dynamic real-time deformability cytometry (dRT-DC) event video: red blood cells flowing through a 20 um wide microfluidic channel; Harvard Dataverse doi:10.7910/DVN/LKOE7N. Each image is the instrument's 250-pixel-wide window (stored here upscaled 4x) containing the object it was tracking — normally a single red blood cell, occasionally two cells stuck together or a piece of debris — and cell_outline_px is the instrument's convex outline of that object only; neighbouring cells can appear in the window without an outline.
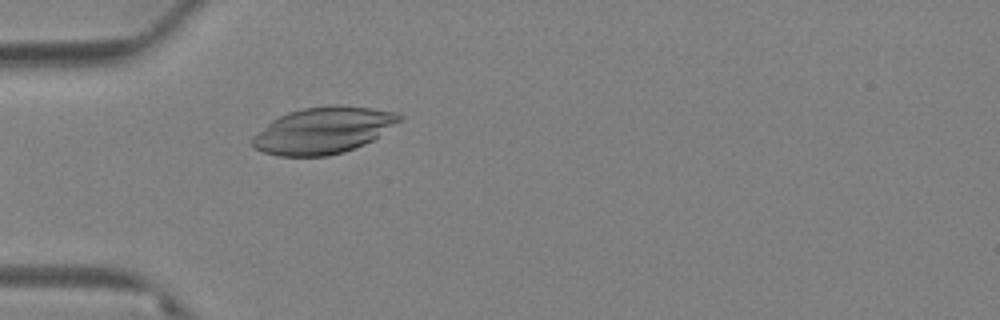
{"species": "Egyptian fruit bat (a non-hibernating species)", "species_latin": "Rousettus aegyptiacus", "temperature_condition": "warm", "stored_images_in_passage": 59, "camera_frame_rate_fps": 3000, "um_per_image_px": 0.085, "animal": {"sex": "female"}, "frame": {"image": 1, "passage_image": 14, "time_ms": 4.333, "image_size_px": [1000, 320], "cell_outline_px": [[404, 116], [400, 120], [372, 140], [364, 144], [344, 152], [328, 156], [276, 156], [252, 148], [252, 136], [272, 120], [288, 112], [304, 108], [332, 104], [340, 104], [372, 108], [396, 112]], "centroid_in_image_um": [27.45, 11.08], "position_along_channel_um": 57.6, "area_um2": 39.82}}
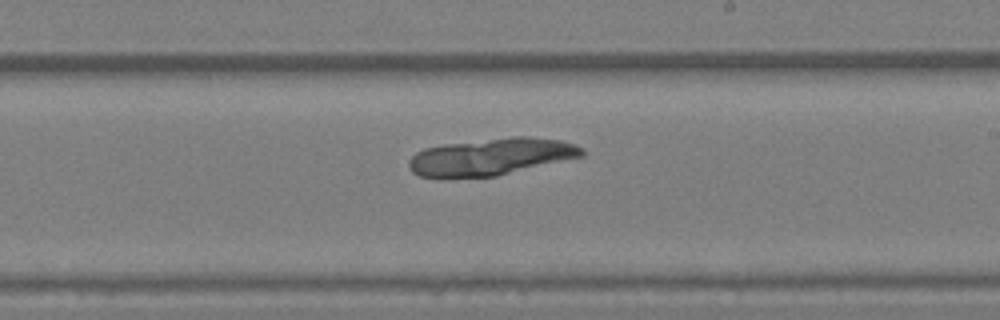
{"frame": {"image": 2, "passage_image": 33, "time_ms": 10.667, "image_size_px": [1000, 320], "cell_outline_px": [[584, 156], [496, 176], [444, 180], [420, 176], [412, 172], [408, 168], [408, 160], [416, 152], [424, 148], [444, 144], [512, 136], [528, 136], [560, 140], [576, 144], [584, 148]], "centroid_in_image_um": [41.69, 13.35], "position_along_channel_um": 247.3, "area_um2": 38.21}}
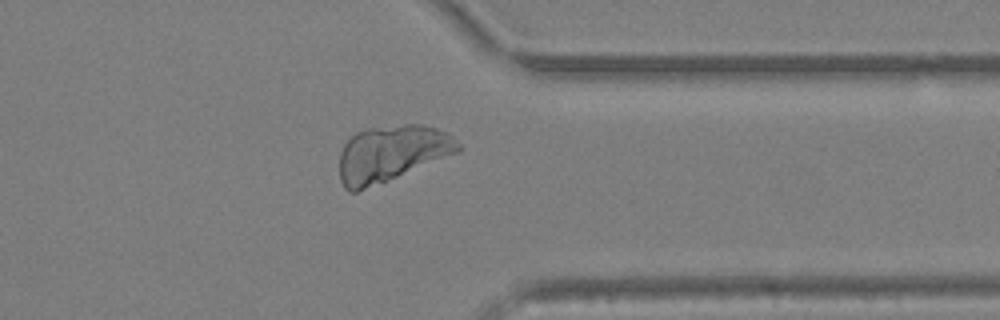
{"frame": {"image": 3, "passage_image": 46, "time_ms": 15.0, "image_size_px": [1000, 320], "cell_outline_px": [[464, 148], [460, 152], [356, 192], [348, 192], [344, 188], [340, 180], [340, 152], [344, 144], [356, 132], [364, 128], [404, 124], [420, 124], [436, 128], [448, 132]], "centroid_in_image_um": [33.29, 13.02], "position_along_channel_um": 378.1, "area_um2": 38.96}}